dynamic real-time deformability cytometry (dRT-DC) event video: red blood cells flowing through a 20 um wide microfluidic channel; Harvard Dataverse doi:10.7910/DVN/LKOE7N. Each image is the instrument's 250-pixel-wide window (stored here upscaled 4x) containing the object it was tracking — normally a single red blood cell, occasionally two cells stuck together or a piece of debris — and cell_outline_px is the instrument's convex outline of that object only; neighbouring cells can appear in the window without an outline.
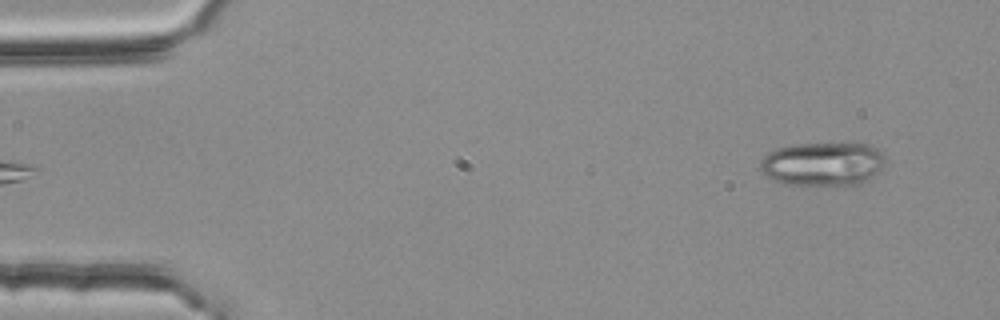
{"species": "common noctule bat (a hibernating species)", "species_latin": "Nyctalus noctula", "temperature_condition": "room temperature", "stored_images_in_passage": 3, "camera_frame_rate_fps": 3000, "um_per_image_px": 0.085, "animal": {"sex": "female", "body_mass_g": 25.1}, "frame": {"image": 1, "passage_image": 3, "time_ms": 0.667, "image_size_px": [1000, 320], "cell_outline_px": [[884, 164], [868, 180], [860, 184], [784, 184], [768, 176], [760, 168], [760, 160], [768, 152], [776, 148], [796, 144], [852, 140], [856, 140], [868, 144], [884, 152]], "centroid_in_image_um": [69.98, 13.85], "position_along_channel_um": 15.0, "area_um2": 32.48}}